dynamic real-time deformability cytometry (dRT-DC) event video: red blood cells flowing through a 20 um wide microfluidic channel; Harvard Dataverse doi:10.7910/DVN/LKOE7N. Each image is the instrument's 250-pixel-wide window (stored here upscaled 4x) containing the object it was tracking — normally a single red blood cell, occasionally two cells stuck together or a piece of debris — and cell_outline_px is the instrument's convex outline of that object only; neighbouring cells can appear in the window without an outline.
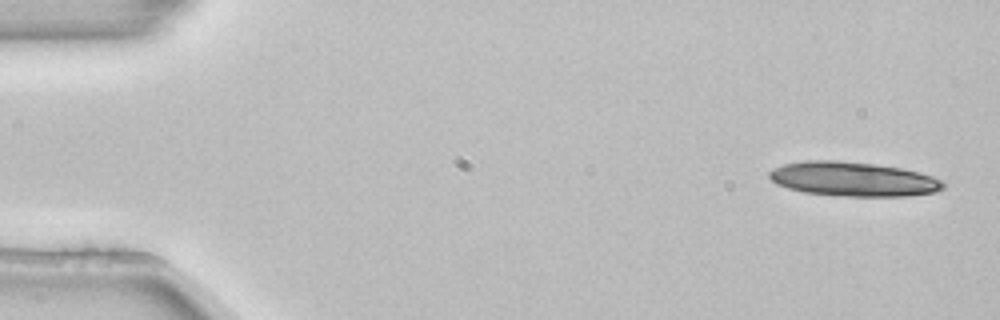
{"species": "common noctule bat (a hibernating species)", "species_latin": "Nyctalus noctula", "temperature_condition": "room temperature", "stored_images_in_passage": 5, "camera_frame_rate_fps": 3000, "um_per_image_px": 0.085, "animal": {"sex": "female", "body_mass_g": 22.7, "forearm_length_mm": 54.2}, "frame": {"image": 1, "passage_image": 1, "time_ms": 0.0, "image_size_px": [1000, 320], "cell_outline_px": [[944, 188], [936, 192], [908, 196], [844, 196], [804, 192], [788, 188], [776, 184], [768, 176], [768, 172], [784, 164], [808, 160], [836, 160], [876, 164], [900, 168], [920, 172], [932, 176], [940, 180], [944, 184]], "centroid_in_image_um": [72.53, 15.22], "position_along_channel_um": 12.5, "area_um2": 34.74}}